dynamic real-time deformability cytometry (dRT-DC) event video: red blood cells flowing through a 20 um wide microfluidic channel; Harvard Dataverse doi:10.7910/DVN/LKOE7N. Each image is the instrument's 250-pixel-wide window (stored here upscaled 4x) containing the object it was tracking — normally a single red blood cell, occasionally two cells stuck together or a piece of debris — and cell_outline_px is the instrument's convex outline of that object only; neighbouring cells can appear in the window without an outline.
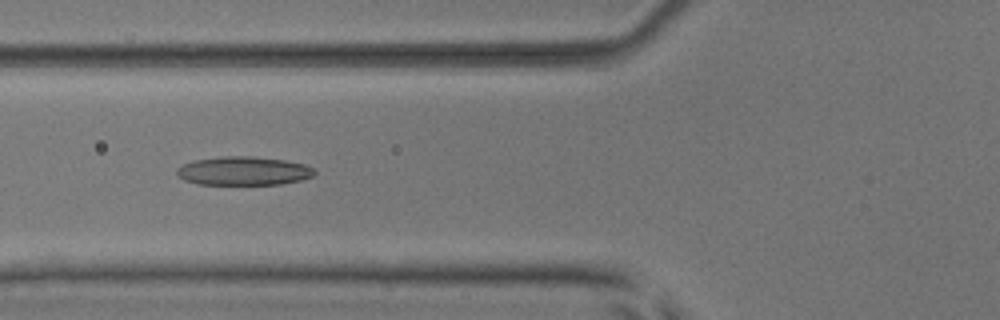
{"species": "common noctule bat (a hibernating species)", "species_latin": "Nyctalus noctula", "temperature_condition": "room temperature", "stored_images_in_passage": 38, "camera_frame_rate_fps": 3000, "um_per_image_px": 0.085, "animal": {"sex": "male", "body_mass_g": 17.9, "forearm_length_mm": 54.2}, "frame": {"image": 1, "passage_image": 6, "time_ms": 1.667, "image_size_px": [1000, 320], "cell_outline_px": [[316, 172], [312, 176], [300, 180], [280, 184], [196, 184], [184, 180], [176, 172], [176, 168], [192, 160], [224, 156], [252, 156], [284, 160], [304, 164], [312, 168]], "centroid_in_image_um": [20.67, 14.52], "position_along_channel_um": 105.1, "area_um2": 22.89}}
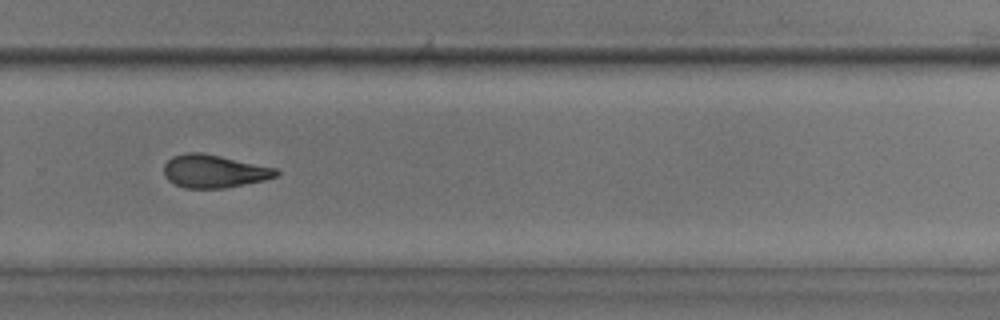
{"frame": {"image": 2, "passage_image": 22, "time_ms": 7.0, "image_size_px": [1000, 320], "cell_outline_px": [[280, 172], [276, 176], [264, 180], [224, 188], [184, 188], [168, 180], [164, 176], [164, 164], [172, 156], [188, 152], [200, 152], [220, 156], [276, 168]], "centroid_in_image_um": [18.16, 14.55], "position_along_channel_um": 311.6, "area_um2": 21.44}}
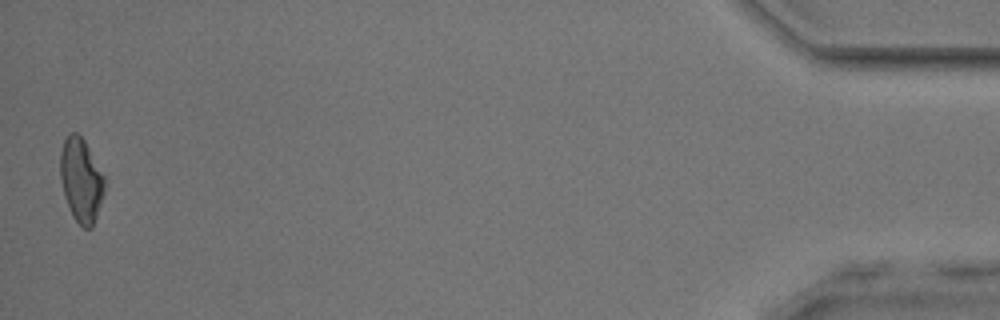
{"frame": {"image": 3, "passage_image": 38, "time_ms": 12.333, "image_size_px": [1000, 320], "cell_outline_px": [[104, 192], [92, 228], [84, 228], [72, 216], [64, 196], [60, 176], [60, 152], [64, 140], [72, 132], [76, 132], [84, 140], [104, 176]], "centroid_in_image_um": [6.88, 15.31], "position_along_channel_um": 428.3, "area_um2": 21.33}, "authors_computed_cell_mechanics": {"area_um2": 21.964, "velocity_mm_per_s": 3.8876, "shape_relaxation_time_tau1_ms": null, "shape_relaxation_time_tau2_ms": 2.0966, "deformation_change_tau1": null, "deformation_change_tau2": 0.1}}